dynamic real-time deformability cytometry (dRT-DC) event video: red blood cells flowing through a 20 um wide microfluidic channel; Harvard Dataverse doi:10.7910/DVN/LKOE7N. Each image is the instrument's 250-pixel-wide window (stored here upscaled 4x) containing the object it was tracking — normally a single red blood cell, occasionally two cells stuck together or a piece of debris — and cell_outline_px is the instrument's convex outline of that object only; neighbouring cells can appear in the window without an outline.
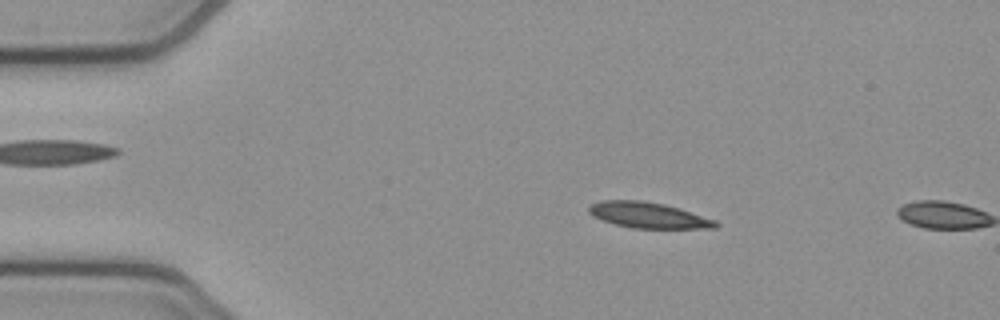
{"species": "common noctule bat (a hibernating species)", "species_latin": "Nyctalus noctula", "temperature_condition": "cold", "stored_images_in_passage": 10, "camera_frame_rate_fps": 3000, "um_per_image_px": 0.085, "animal": {"sex": "female", "body_mass_g": 21.9}, "frame": {"image": 1, "passage_image": 9, "time_ms": 2.667, "image_size_px": [1000, 320], "cell_outline_px": [[720, 224], [716, 228], [632, 228], [616, 224], [592, 216], [588, 212], [588, 204], [600, 200], [640, 200], [664, 204], [680, 208], [716, 220]], "centroid_in_image_um": [55.09, 18.28], "position_along_channel_um": 29.9, "area_um2": 19.13}}